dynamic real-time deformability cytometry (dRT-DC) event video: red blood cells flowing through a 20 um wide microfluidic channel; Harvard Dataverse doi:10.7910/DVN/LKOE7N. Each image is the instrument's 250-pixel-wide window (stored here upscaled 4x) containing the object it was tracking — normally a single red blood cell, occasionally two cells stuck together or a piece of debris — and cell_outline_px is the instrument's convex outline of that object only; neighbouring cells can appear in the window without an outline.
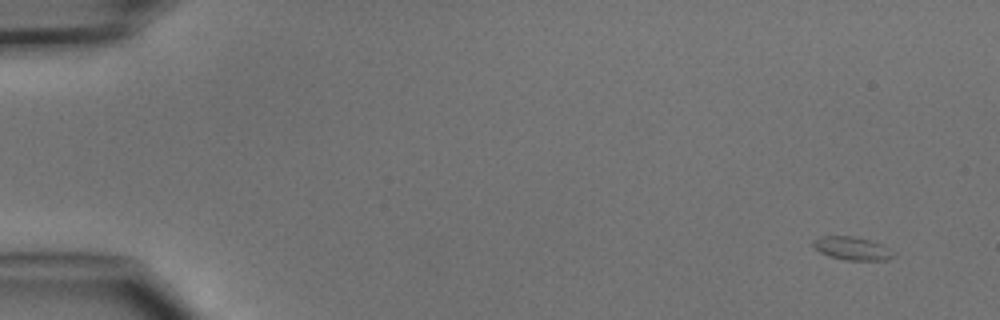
{"species": "common noctule bat (a hibernating species)", "species_latin": "Nyctalus noctula", "temperature_condition": "cold", "stored_images_in_passage": 6, "camera_frame_rate_fps": 3000, "um_per_image_px": 0.085, "animal": {"sex": "male", "body_mass_g": 15.6}, "frame": {"image": 1, "passage_image": 1, "time_ms": 0.0, "image_size_px": [1000, 320], "cell_outline_px": [[896, 252], [888, 260], [844, 260], [828, 256], [820, 252], [812, 244], [812, 240], [820, 236], [852, 236], [868, 240], [880, 244]], "centroid_in_image_um": [72.4, 21.12], "position_along_channel_um": 12.6, "area_um2": 10.81}}
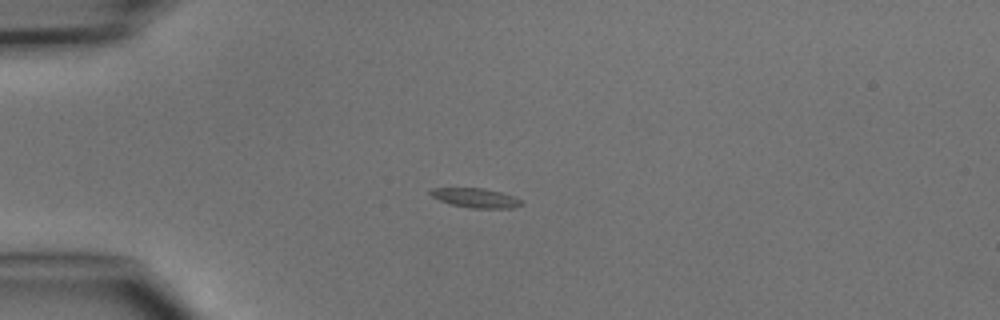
{"frame": {"image": 2, "passage_image": 4, "time_ms": 3.333, "image_size_px": [1000, 320], "cell_outline_px": [[524, 204], [512, 208], [468, 208], [448, 204], [432, 196], [428, 192], [432, 188], [484, 188], [500, 192], [512, 196], [520, 200]], "centroid_in_image_um": [40.4, 16.83], "position_along_channel_um": 44.6, "area_um2": 10.29}}
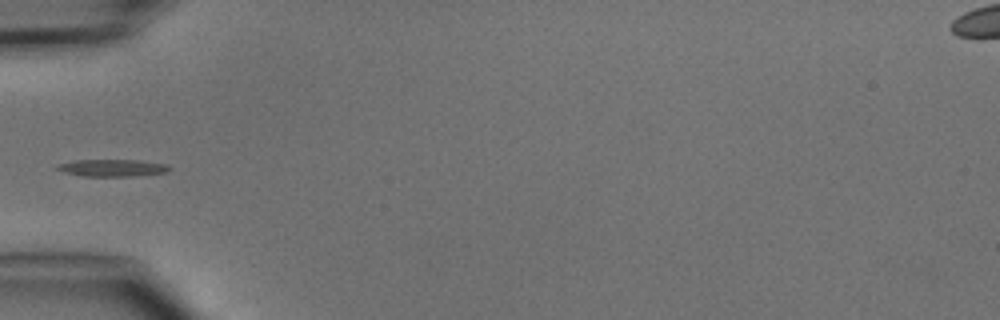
{"frame": {"image": 3, "passage_image": 5, "time_ms": 4.667, "image_size_px": [1000, 320], "cell_outline_px": [[172, 168], [168, 172], [132, 176], [84, 176], [64, 172], [56, 168], [56, 164], [72, 160], [136, 160], [168, 164]], "centroid_in_image_um": [9.56, 14.26], "position_along_channel_um": 75.4, "area_um2": 11.21}}